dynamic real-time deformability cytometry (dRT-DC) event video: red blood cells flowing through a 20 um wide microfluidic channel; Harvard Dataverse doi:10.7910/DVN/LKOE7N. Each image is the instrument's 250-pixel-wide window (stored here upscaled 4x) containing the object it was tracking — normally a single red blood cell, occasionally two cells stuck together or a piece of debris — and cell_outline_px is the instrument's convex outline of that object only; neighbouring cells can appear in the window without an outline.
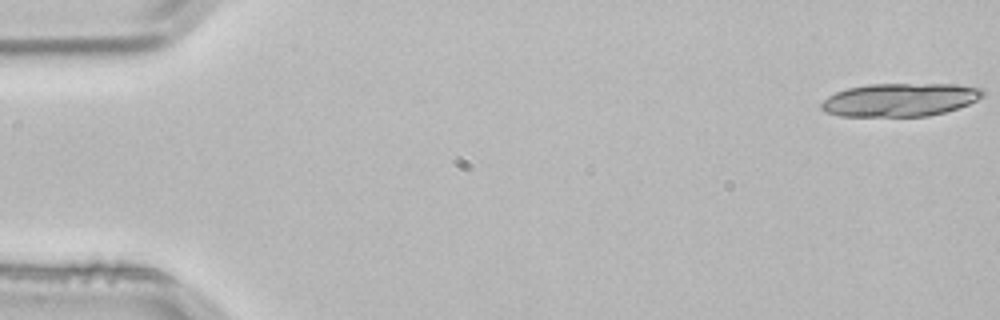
{"species": "common noctule bat (a hibernating species)", "species_latin": "Nyctalus noctula", "temperature_condition": "room temperature", "stored_images_in_passage": 4, "camera_frame_rate_fps": 3000, "um_per_image_px": 0.085, "animal": {"sex": "male", "body_mass_g": 21.5, "forearm_length_mm": 52.0}, "frame": {"image": 1, "passage_image": 1, "time_ms": 0.0, "image_size_px": [1000, 320], "cell_outline_px": [[984, 96], [968, 104], [944, 112], [928, 116], [840, 116], [824, 112], [820, 108], [820, 104], [828, 96], [836, 92], [848, 88], [868, 84], [952, 84], [984, 88]], "centroid_in_image_um": [76.48, 8.48], "position_along_channel_um": 8.5, "area_um2": 31.27}}
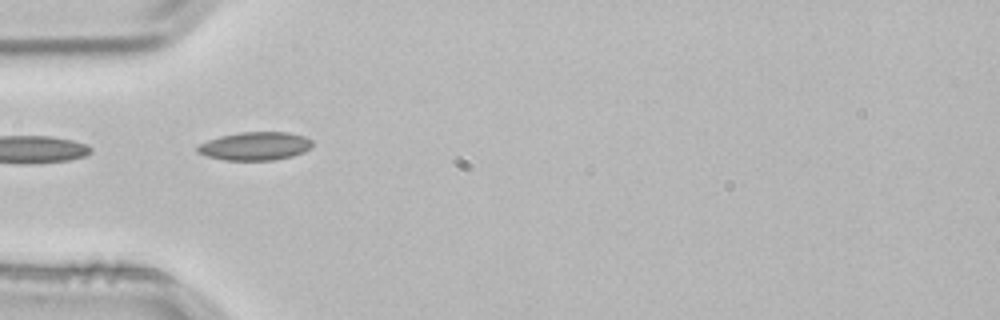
{"frame": {"image": 2, "passage_image": 4, "time_ms": 1.0, "image_size_px": [1000, 320], "cell_outline_px": [[312, 144], [304, 152], [292, 156], [272, 160], [224, 160], [208, 156], [196, 152], [196, 148], [200, 144], [208, 140], [220, 136], [240, 132], [288, 132], [304, 136], [312, 140]], "centroid_in_image_um": [21.67, 12.41], "position_along_channel_um": 63.3, "area_um2": 18.84}}